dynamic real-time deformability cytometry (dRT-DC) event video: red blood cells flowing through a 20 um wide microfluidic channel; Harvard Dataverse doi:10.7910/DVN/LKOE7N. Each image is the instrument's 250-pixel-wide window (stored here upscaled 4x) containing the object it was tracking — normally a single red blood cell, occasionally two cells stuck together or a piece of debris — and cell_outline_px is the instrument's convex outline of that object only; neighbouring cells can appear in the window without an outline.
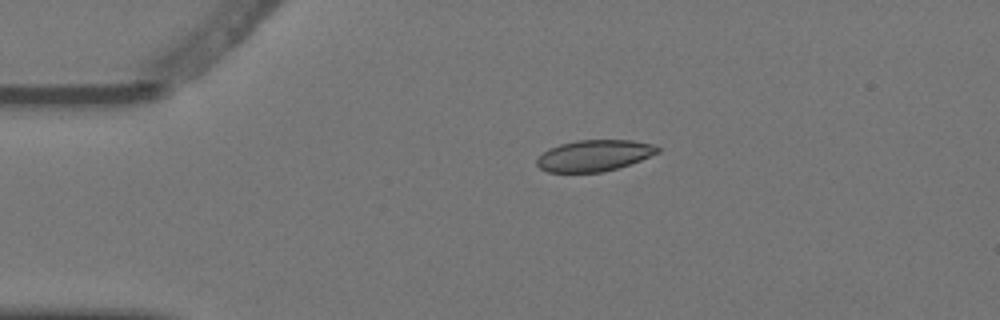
{"species": "Egyptian fruit bat (a non-hibernating species)", "species_latin": "Rousettus aegyptiacus", "temperature_condition": "warm", "stored_images_in_passage": 2, "camera_frame_rate_fps": 3000, "um_per_image_px": 0.085, "animal": {"sex": "female"}, "frame": {"image": 1, "passage_image": 1, "time_ms": 0.0, "image_size_px": [1000, 320], "cell_outline_px": [[660, 152], [640, 160], [604, 172], [548, 172], [540, 168], [536, 164], [536, 160], [548, 148], [560, 144], [580, 140], [632, 140], [652, 144], [660, 148]], "centroid_in_image_um": [50.5, 13.22], "position_along_channel_um": 34.5, "area_um2": 21.85}}